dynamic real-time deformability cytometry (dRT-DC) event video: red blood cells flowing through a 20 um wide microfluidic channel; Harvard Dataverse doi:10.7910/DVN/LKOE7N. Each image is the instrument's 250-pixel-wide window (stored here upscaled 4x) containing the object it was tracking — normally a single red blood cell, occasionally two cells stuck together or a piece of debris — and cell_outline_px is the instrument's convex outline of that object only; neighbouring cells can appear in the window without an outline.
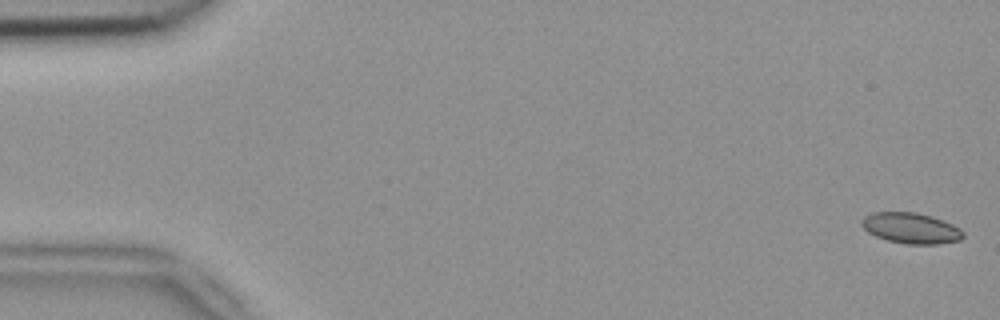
{"species": "common noctule bat (a hibernating species)", "species_latin": "Nyctalus noctula", "temperature_condition": "room temperature", "stored_images_in_passage": 53, "camera_frame_rate_fps": 3000, "um_per_image_px": 0.085, "animal": {"sex": "female", "body_mass_g": 18.4}, "frame": {"image": 1, "passage_image": 1, "time_ms": 0.0, "image_size_px": [1000, 320], "cell_outline_px": [[964, 236], [960, 240], [936, 244], [908, 244], [888, 240], [876, 236], [868, 232], [860, 224], [860, 220], [864, 216], [872, 212], [916, 212], [932, 216], [952, 224], [960, 228], [964, 232]], "centroid_in_image_um": [77.42, 19.38], "position_along_channel_um": 7.6, "area_um2": 18.21}}
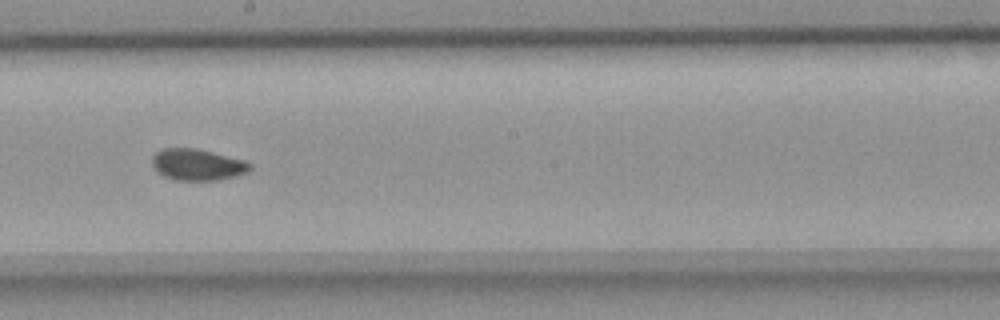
{"frame": {"image": 2, "passage_image": 30, "time_ms": 9.667, "image_size_px": [1000, 320], "cell_outline_px": [[252, 168], [248, 172], [236, 176], [216, 180], [176, 180], [164, 176], [152, 164], [152, 156], [160, 148], [200, 148], [248, 160], [252, 164]], "centroid_in_image_um": [16.85, 13.97], "position_along_channel_um": 231.4, "area_um2": 18.26}}
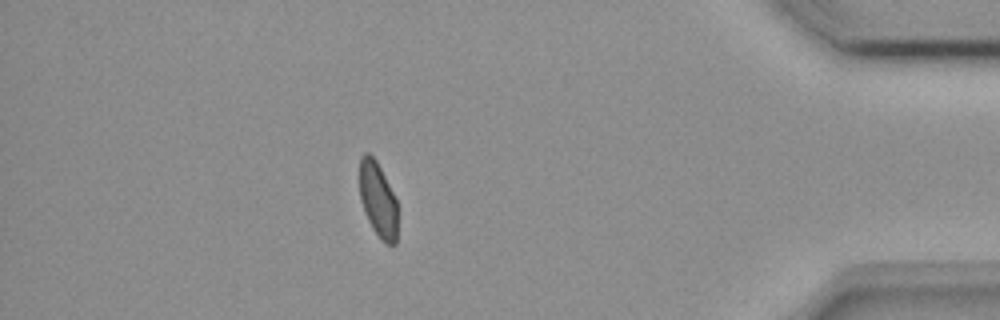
{"frame": {"image": 3, "passage_image": 47, "time_ms": 15.333, "image_size_px": [1000, 320], "cell_outline_px": [[396, 244], [388, 244], [380, 240], [372, 228], [368, 220], [360, 200], [360, 156], [364, 152], [368, 152], [376, 160], [396, 200]], "centroid_in_image_um": [32.1, 16.97], "position_along_channel_um": 403.1, "area_um2": 16.36}, "authors_computed_cell_mechanics": {"area_um2": 18.0336, "velocity_mm_per_s": 3.8017, "shape_relaxation_time_tau1_ms": null, "shape_relaxation_time_tau2_ms": 1.2866, "deformation_change_tau1": null, "deformation_change_tau2": 0.0321}}